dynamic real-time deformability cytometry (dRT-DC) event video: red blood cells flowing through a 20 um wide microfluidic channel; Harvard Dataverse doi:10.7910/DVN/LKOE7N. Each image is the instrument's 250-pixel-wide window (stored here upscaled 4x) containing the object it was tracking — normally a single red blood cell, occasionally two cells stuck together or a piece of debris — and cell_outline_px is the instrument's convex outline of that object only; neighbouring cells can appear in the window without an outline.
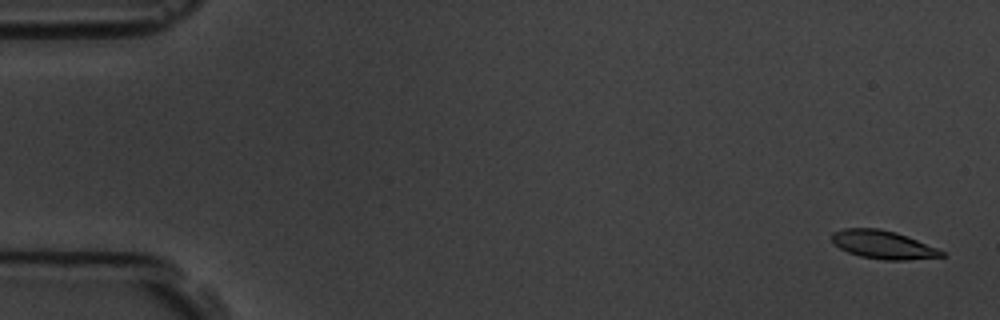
{"species": "common noctule bat (a hibernating species)", "species_latin": "Nyctalus noctula", "temperature_condition": "room temperature", "stored_images_in_passage": 5, "camera_frame_rate_fps": 3000, "um_per_image_px": 0.085, "animal": {"sex": "male", "body_mass_g": 19.5, "forearm_length_mm": 54.6}, "frame": {"image": 1, "passage_image": 1, "time_ms": 0.0, "image_size_px": [1000, 320], "cell_outline_px": [[948, 256], [904, 260], [884, 260], [860, 256], [848, 252], [840, 248], [832, 240], [832, 232], [844, 228], [880, 228], [896, 232], [908, 236], [936, 248], [944, 252]], "centroid_in_image_um": [75.07, 20.79], "position_along_channel_um": 9.9, "area_um2": 18.03}}
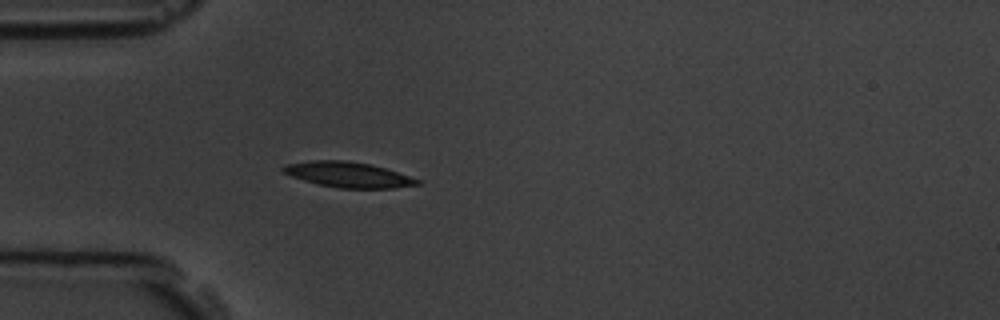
{"frame": {"image": 2, "passage_image": 5, "time_ms": 5.0, "image_size_px": [1000, 320], "cell_outline_px": [[420, 184], [392, 188], [340, 188], [320, 184], [304, 180], [292, 176], [284, 172], [280, 168], [284, 164], [312, 160], [348, 160], [372, 164], [420, 180]], "centroid_in_image_um": [29.56, 14.83], "position_along_channel_um": 55.4, "area_um2": 19.65}}